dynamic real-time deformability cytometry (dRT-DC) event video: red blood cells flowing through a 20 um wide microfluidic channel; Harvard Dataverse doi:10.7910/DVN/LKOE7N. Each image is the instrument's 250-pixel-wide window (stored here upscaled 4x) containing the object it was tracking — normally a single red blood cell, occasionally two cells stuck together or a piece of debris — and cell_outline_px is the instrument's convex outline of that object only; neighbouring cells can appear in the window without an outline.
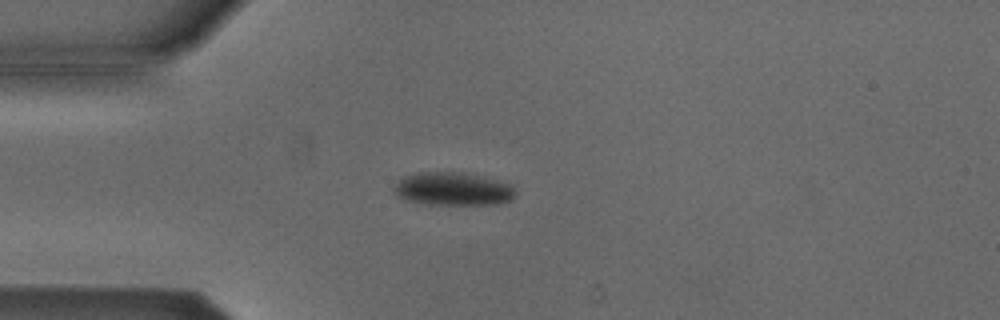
{"species": "Egyptian fruit bat (a non-hibernating species)", "species_latin": "Rousettus aegyptiacus", "temperature_condition": "cold", "stored_images_in_passage": 47, "camera_frame_rate_fps": 3000, "um_per_image_px": 0.085, "animal": {"sex": "male"}, "frame": {"image": 1, "passage_image": 7, "time_ms": 2.0, "image_size_px": [1000, 320], "cell_outline_px": [[516, 196], [512, 200], [500, 204], [424, 204], [404, 200], [396, 192], [396, 184], [404, 176], [420, 172], [460, 172], [480, 176], [508, 184], [516, 192]], "centroid_in_image_um": [38.52, 16.07], "position_along_channel_um": 46.5, "area_um2": 23.12}}
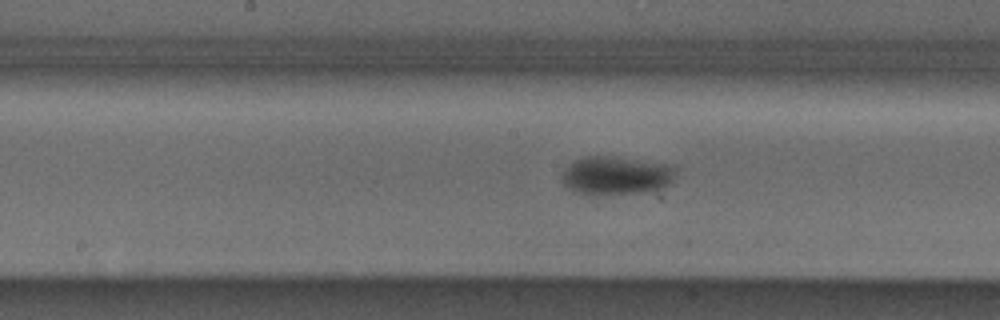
{"frame": {"image": 2, "passage_image": 20, "time_ms": 6.333, "image_size_px": [1000, 320], "cell_outline_px": [[672, 180], [668, 184], [652, 192], [592, 196], [576, 192], [568, 188], [560, 180], [564, 168], [568, 164], [584, 156], [604, 156], [664, 164], [672, 168]], "centroid_in_image_um": [52.25, 14.96], "position_along_channel_um": 196.0, "area_um2": 25.32}}
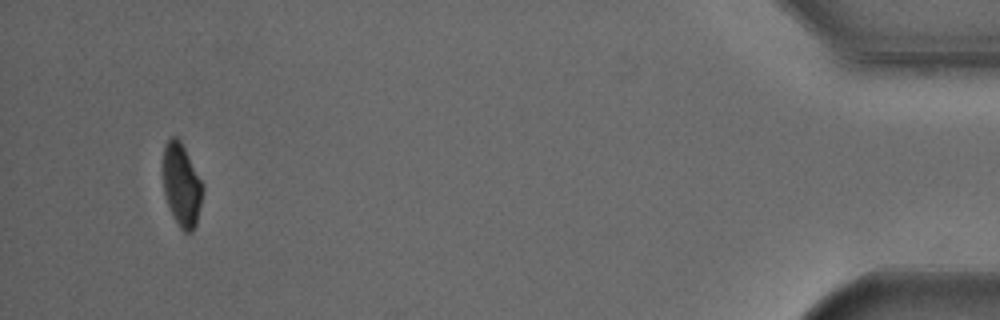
{"frame": {"image": 3, "passage_image": 44, "time_ms": 14.333, "image_size_px": [1000, 320], "cell_outline_px": [[204, 188], [196, 224], [192, 232], [184, 232], [180, 228], [172, 216], [164, 192], [160, 168], [164, 144], [172, 136], [176, 136], [180, 140]], "centroid_in_image_um": [15.37, 15.71], "position_along_channel_um": 419.8, "area_um2": 19.42}, "authors_computed_cell_mechanics": {"area_um2": 22.5998, "velocity_mm_per_s": 3.8057, "shape_relaxation_time_tau1_ms": 2.5408, "shape_relaxation_time_tau2_ms": null, "deformation_change_tau1": 0.0817, "deformation_change_tau2": null}}